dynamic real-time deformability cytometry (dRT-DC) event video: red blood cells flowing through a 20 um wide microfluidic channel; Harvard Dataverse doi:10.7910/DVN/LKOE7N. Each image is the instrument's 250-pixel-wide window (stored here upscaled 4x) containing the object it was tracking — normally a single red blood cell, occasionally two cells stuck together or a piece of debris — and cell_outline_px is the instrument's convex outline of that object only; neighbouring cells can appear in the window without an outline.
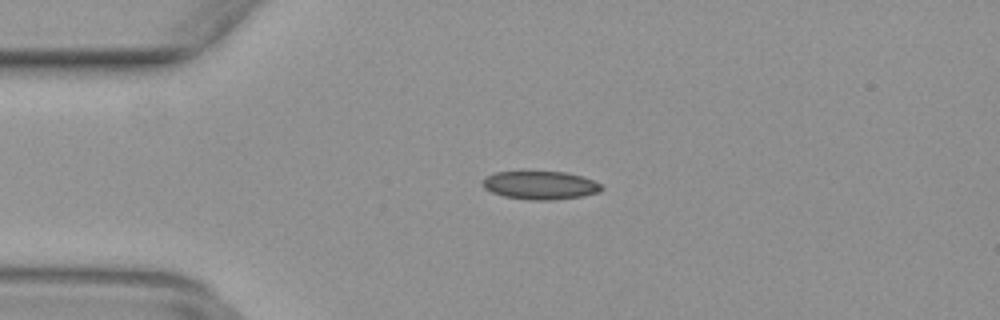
{"species": "common noctule bat (a hibernating species)", "species_latin": "Nyctalus noctula", "temperature_condition": "warm", "stored_images_in_passage": 34, "camera_frame_rate_fps": 3000, "um_per_image_px": 0.085, "animal": {"sex": "female", "body_mass_g": 29.2, "forearm_length_mm": 56.3}, "frame": {"image": 1, "passage_image": 3, "time_ms": 0.667, "image_size_px": [1000, 320], "cell_outline_px": [[604, 188], [600, 192], [580, 196], [552, 200], [528, 200], [504, 196], [492, 192], [484, 188], [484, 180], [488, 176], [496, 172], [564, 172], [580, 176], [592, 180], [600, 184]], "centroid_in_image_um": [45.94, 15.76], "position_along_channel_um": 39.1, "area_um2": 19.25}}
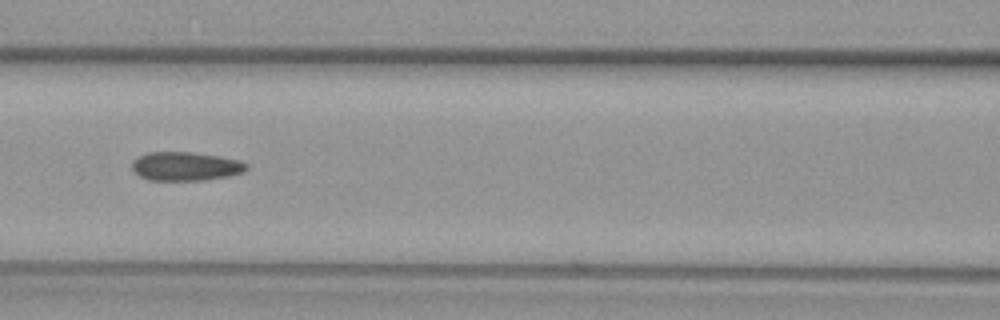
{"frame": {"image": 2, "passage_image": 13, "time_ms": 4.0, "image_size_px": [1000, 320], "cell_outline_px": [[248, 168], [244, 172], [228, 176], [208, 180], [148, 180], [140, 176], [132, 168], [132, 160], [148, 152], [192, 152], [240, 160], [248, 164]], "centroid_in_image_um": [15.79, 14.14], "position_along_channel_um": 150.8, "area_um2": 19.19}}
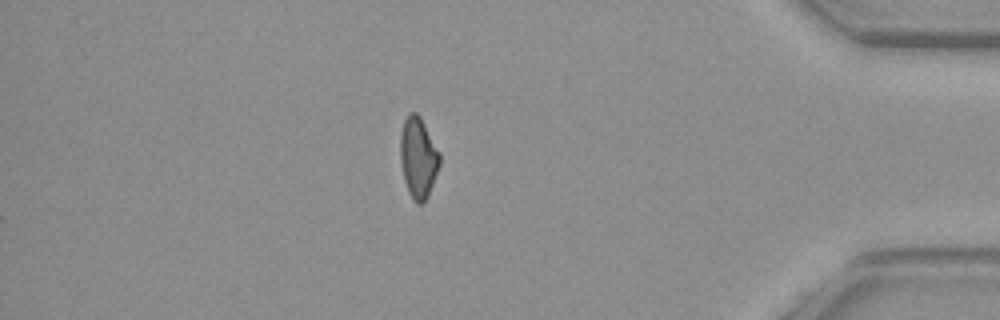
{"frame": {"image": 3, "passage_image": 34, "time_ms": 11.0, "image_size_px": [1000, 320], "cell_outline_px": [[440, 164], [428, 196], [424, 204], [416, 204], [412, 200], [408, 192], [404, 180], [400, 160], [400, 136], [404, 120], [408, 112], [416, 112], [420, 116], [440, 152]], "centroid_in_image_um": [35.54, 13.42], "position_along_channel_um": 399.7, "area_um2": 18.79}}